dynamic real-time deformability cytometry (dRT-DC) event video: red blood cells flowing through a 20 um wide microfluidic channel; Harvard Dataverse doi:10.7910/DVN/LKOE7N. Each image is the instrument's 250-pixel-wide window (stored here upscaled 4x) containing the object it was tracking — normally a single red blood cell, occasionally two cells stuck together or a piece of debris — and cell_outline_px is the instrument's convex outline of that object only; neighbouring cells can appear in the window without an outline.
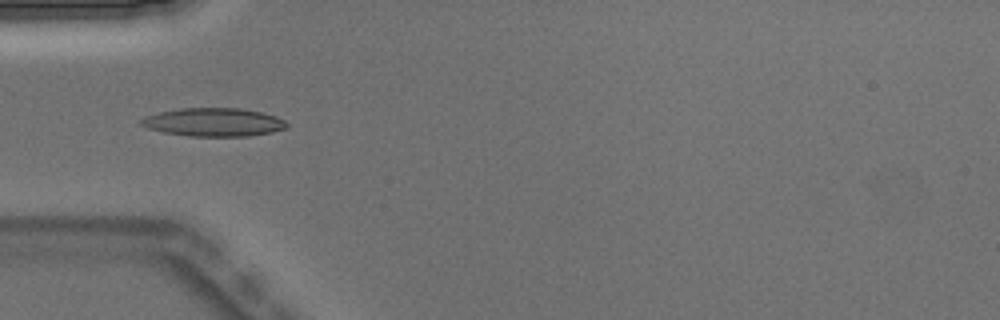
{"species": "Egyptian fruit bat (a non-hibernating species)", "species_latin": "Rousettus aegyptiacus", "temperature_condition": "warm", "stored_images_in_passage": 5, "camera_frame_rate_fps": 3000, "um_per_image_px": 0.085, "animal": {"sex": "male"}, "frame": {"image": 1, "passage_image": 5, "time_ms": 1.333, "image_size_px": [1000, 320], "cell_outline_px": [[288, 128], [272, 132], [248, 136], [188, 136], [164, 132], [148, 128], [140, 124], [140, 120], [144, 116], [160, 112], [180, 108], [240, 108], [260, 112], [276, 116], [284, 120], [288, 124]], "centroid_in_image_um": [18.17, 10.38], "position_along_channel_um": 66.8, "area_um2": 24.04}}